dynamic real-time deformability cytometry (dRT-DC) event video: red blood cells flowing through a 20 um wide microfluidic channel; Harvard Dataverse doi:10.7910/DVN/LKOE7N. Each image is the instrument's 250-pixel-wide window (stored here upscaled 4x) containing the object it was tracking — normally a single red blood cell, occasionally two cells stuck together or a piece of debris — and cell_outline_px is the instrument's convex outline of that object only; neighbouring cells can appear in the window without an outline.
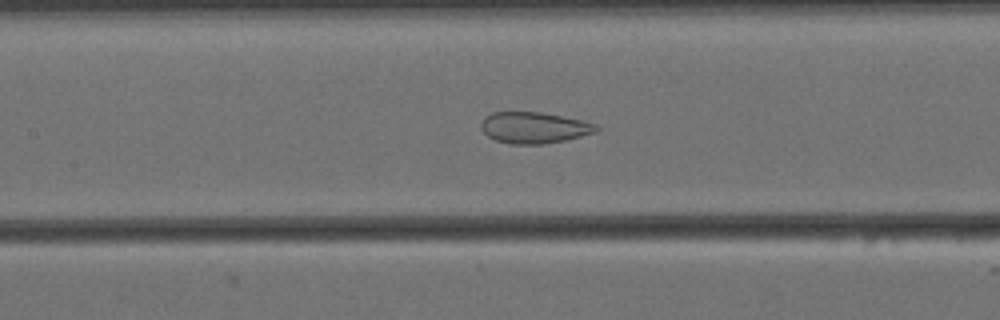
{"species": "Egyptian fruit bat (a non-hibernating species)", "species_latin": "Rousettus aegyptiacus", "temperature_condition": "cold", "stored_images_in_passage": 41, "camera_frame_rate_fps": 3000, "um_per_image_px": 0.085, "animal": {"sex": "female"}, "frame": {"image": 1, "passage_image": 9, "time_ms": 2.667, "image_size_px": [1000, 320], "cell_outline_px": [[600, 128], [596, 132], [564, 140], [544, 144], [512, 144], [496, 140], [488, 136], [480, 128], [480, 124], [484, 116], [492, 112], [540, 112], [580, 120], [596, 124]], "centroid_in_image_um": [45.36, 10.85], "position_along_channel_um": 162.0, "area_um2": 20.87}}
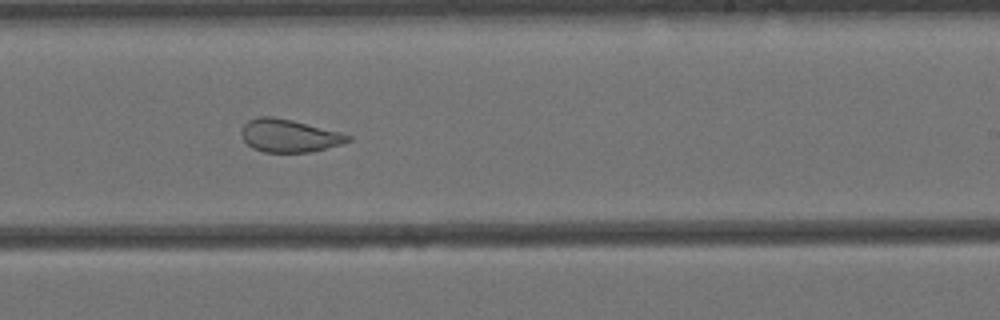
{"frame": {"image": 2, "passage_image": 18, "time_ms": 5.667, "image_size_px": [1000, 320], "cell_outline_px": [[352, 140], [340, 144], [312, 152], [264, 152], [252, 148], [240, 136], [240, 128], [248, 120], [260, 116], [272, 116], [292, 120], [340, 132], [352, 136]], "centroid_in_image_um": [24.54, 11.53], "position_along_channel_um": 264.5, "area_um2": 20.46}}
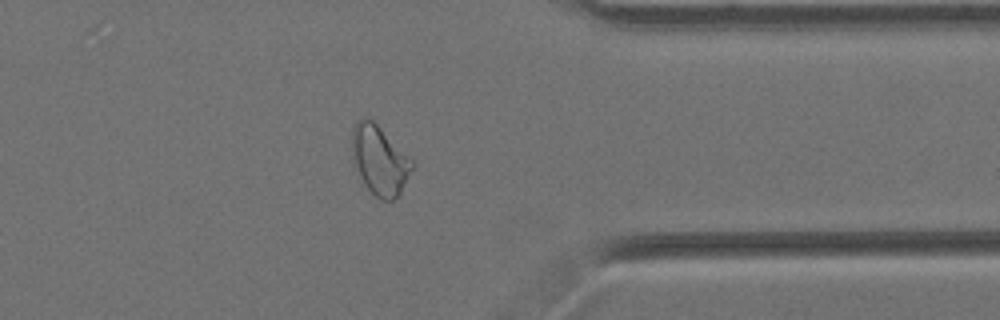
{"frame": {"image": 3, "passage_image": 29, "time_ms": 9.333, "image_size_px": [1000, 320], "cell_outline_px": [[412, 168], [400, 192], [392, 200], [380, 200], [364, 184], [360, 176], [352, 156], [352, 128], [356, 120], [364, 116], [368, 116], [412, 160]], "centroid_in_image_um": [32.22, 13.58], "position_along_channel_um": 379.2, "area_um2": 23.64}}